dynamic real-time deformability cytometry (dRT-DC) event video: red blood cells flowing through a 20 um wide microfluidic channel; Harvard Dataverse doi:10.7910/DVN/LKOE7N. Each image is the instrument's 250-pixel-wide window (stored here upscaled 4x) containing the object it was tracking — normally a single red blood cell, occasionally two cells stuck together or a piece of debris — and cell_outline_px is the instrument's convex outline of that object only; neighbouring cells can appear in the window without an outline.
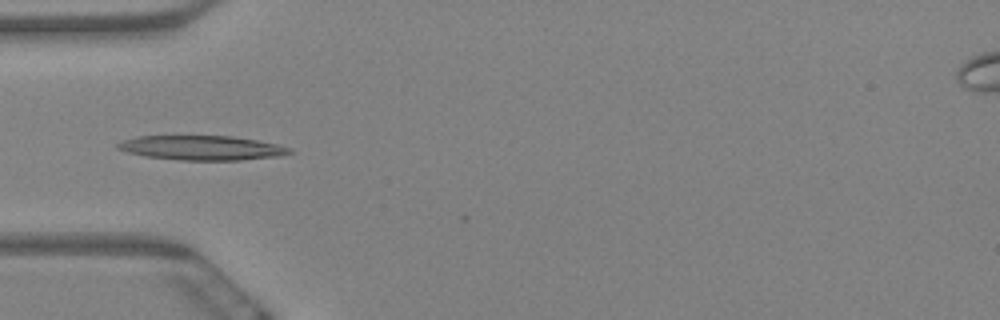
{"species": "Egyptian fruit bat (a non-hibernating species)", "species_latin": "Rousettus aegyptiacus", "temperature_condition": "warm", "stored_images_in_passage": 3, "camera_frame_rate_fps": 3000, "um_per_image_px": 0.085, "animal": {"sex": "female"}, "frame": {"image": 1, "passage_image": 1, "time_ms": 0.0, "image_size_px": [1000, 320], "cell_outline_px": [[296, 152], [280, 156], [240, 160], [180, 160], [144, 156], [128, 152], [116, 148], [116, 144], [124, 140], [140, 136], [232, 136], [256, 140], [276, 144], [292, 148]], "centroid_in_image_um": [17.2, 12.57], "position_along_channel_um": 67.8, "area_um2": 24.51}}
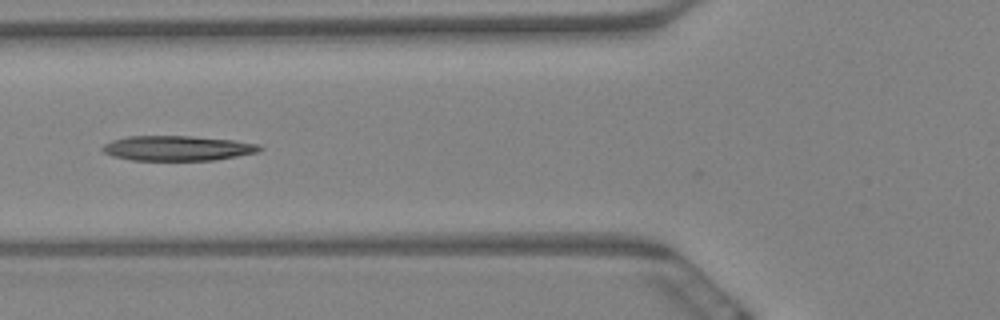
{"frame": {"image": 2, "passage_image": 2, "time_ms": 0.333, "image_size_px": [1000, 320], "cell_outline_px": [[264, 148], [256, 152], [236, 156], [212, 160], [132, 160], [112, 156], [104, 152], [100, 148], [104, 144], [112, 140], [128, 136], [192, 136], [232, 140], [260, 144]], "centroid_in_image_um": [15.06, 12.59], "position_along_channel_um": 110.7, "area_um2": 22.77}}
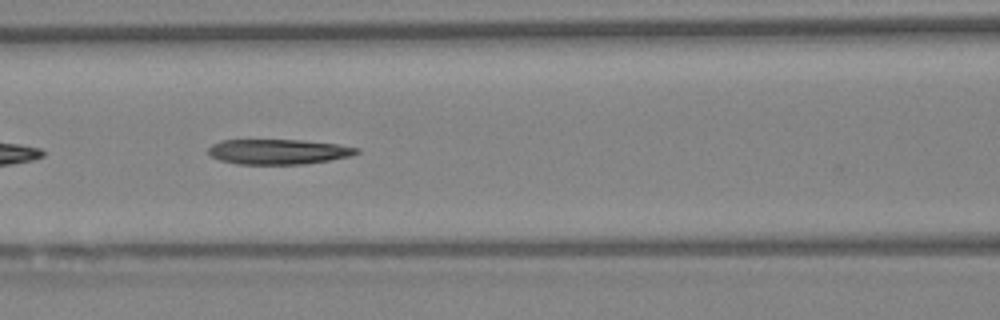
{"frame": {"image": 3, "passage_image": 3, "time_ms": 0.667, "image_size_px": [1000, 320], "cell_outline_px": [[360, 152], [352, 156], [304, 164], [236, 164], [220, 160], [212, 156], [208, 152], [208, 148], [212, 144], [224, 140], [300, 140], [336, 144], [360, 148]], "centroid_in_image_um": [23.67, 12.9], "position_along_channel_um": 142.9, "area_um2": 21.62}}